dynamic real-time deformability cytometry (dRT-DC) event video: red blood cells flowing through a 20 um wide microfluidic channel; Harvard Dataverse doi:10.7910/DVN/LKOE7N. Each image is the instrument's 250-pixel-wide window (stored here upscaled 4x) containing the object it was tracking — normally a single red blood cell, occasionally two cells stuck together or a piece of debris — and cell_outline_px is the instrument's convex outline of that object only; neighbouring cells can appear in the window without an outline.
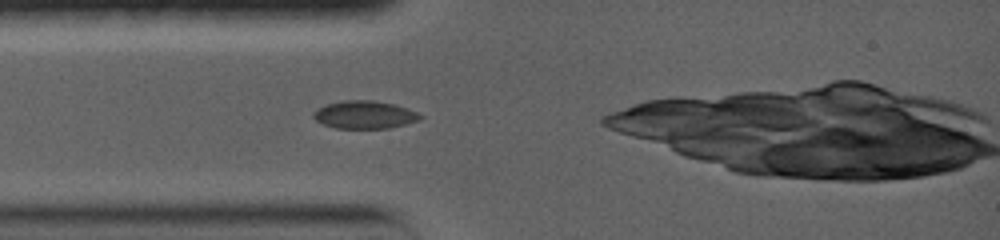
{"species": "common noctule bat (a hibernating species)", "species_latin": "Nyctalus noctula", "temperature_condition": "warm", "stored_images_in_passage": 1, "camera_frame_rate_fps": 5000, "um_per_image_px": 0.085, "animal": {"sex": "female", "body_mass_g": 19.0, "forearm_length_mm": 56.7}, "frame": {"image": 1, "passage_image": 1, "time_ms": 0.0, "image_size_px": [1000, 240], "cell_outline_px": [[424, 116], [420, 120], [388, 128], [336, 128], [324, 124], [316, 120], [312, 116], [312, 112], [316, 108], [328, 104], [344, 100], [372, 100], [396, 104], [408, 108]], "centroid_in_image_um": [30.99, 9.74], "position_along_channel_um": 54.0, "area_um2": 17.34}}